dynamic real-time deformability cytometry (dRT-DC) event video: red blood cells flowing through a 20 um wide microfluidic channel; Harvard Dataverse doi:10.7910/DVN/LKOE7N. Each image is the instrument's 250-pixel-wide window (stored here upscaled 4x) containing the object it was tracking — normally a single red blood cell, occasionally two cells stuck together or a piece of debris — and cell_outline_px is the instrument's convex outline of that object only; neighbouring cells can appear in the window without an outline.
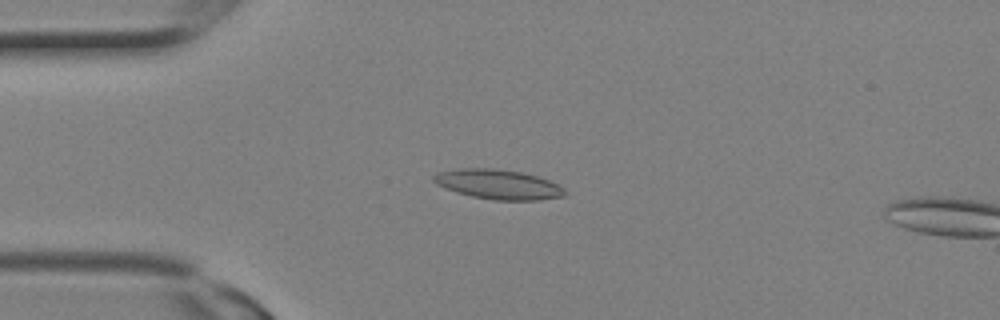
{"species": "Egyptian fruit bat (a non-hibernating species)", "species_latin": "Rousettus aegyptiacus", "temperature_condition": "room temperature", "stored_images_in_passage": 2, "camera_frame_rate_fps": 3000, "um_per_image_px": 0.085, "animal": {"sex": "female"}, "frame": {"image": 1, "passage_image": 1, "time_ms": 0.0, "image_size_px": [1000, 320], "cell_outline_px": [[568, 192], [564, 196], [540, 200], [492, 200], [472, 196], [456, 192], [436, 184], [432, 180], [432, 176], [436, 172], [456, 168], [492, 168], [524, 172], [560, 184]], "centroid_in_image_um": [42.35, 15.66], "position_along_channel_um": 42.6, "area_um2": 23.0}}